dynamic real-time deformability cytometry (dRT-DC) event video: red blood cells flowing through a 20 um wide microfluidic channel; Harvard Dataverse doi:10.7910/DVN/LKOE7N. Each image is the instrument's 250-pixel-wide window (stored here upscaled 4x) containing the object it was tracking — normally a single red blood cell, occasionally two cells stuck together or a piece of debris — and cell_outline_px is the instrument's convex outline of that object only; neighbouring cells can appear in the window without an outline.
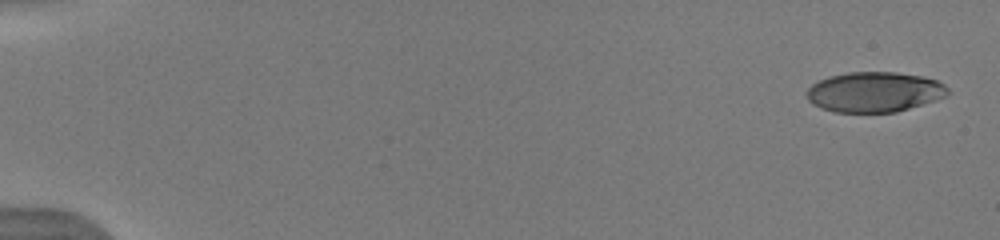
{"species": "human", "species_latin": "Homo sapiens", "temperature_condition": "warm", "stored_images_in_passage": 45, "camera_frame_rate_fps": 3000, "um_per_image_px": 0.085, "donor": {"sex": "male"}, "frame": {"image": 1, "passage_image": 1, "time_ms": 0.0, "image_size_px": [1000, 240], "cell_outline_px": [[948, 96], [936, 100], [896, 112], [832, 112], [820, 108], [812, 104], [808, 100], [808, 88], [812, 84], [828, 76], [848, 72], [896, 72], [924, 76], [936, 80], [944, 84], [948, 88]], "centroid_in_image_um": [74.33, 7.82], "position_along_channel_um": 10.7, "area_um2": 33.18}}
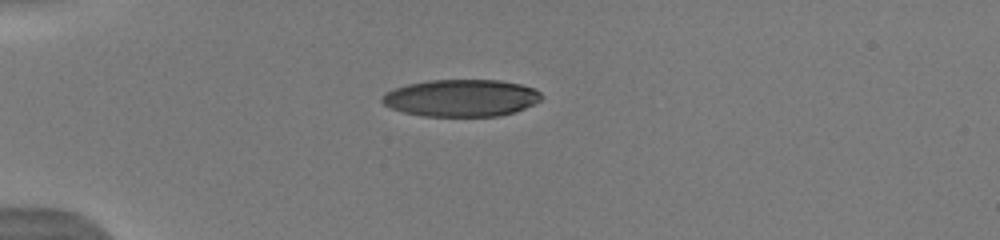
{"frame": {"image": 2, "passage_image": 13, "time_ms": 4.333, "image_size_px": [1000, 240], "cell_outline_px": [[544, 96], [540, 100], [516, 112], [500, 116], [424, 116], [404, 112], [392, 108], [384, 104], [380, 100], [380, 96], [384, 92], [392, 88], [408, 84], [428, 80], [500, 80], [520, 84], [536, 88]], "centroid_in_image_um": [39.19, 8.32], "position_along_channel_um": 45.8, "area_um2": 34.74}}
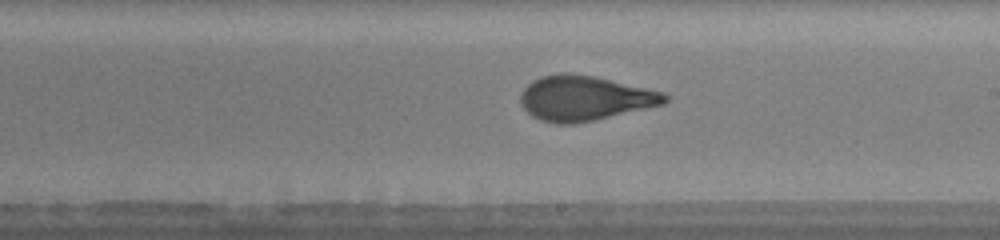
{"frame": {"image": 3, "passage_image": 28, "time_ms": 10.0, "image_size_px": [1000, 240], "cell_outline_px": [[668, 100], [664, 104], [592, 120], [572, 124], [556, 124], [540, 120], [532, 116], [520, 104], [520, 92], [532, 80], [540, 76], [564, 72], [596, 76], [664, 92], [668, 96]], "centroid_in_image_um": [49.66, 8.33], "position_along_channel_um": 239.3, "area_um2": 37.74}, "authors_computed_cell_mechanics": {"area_um2": 36.0672, "velocity_mm_per_s": 4.0109, "shape_relaxation_time_tau1_ms": 5.918, "shape_relaxation_time_tau2_ms": null, "deformation_change_tau1": 0.2514, "deformation_change_tau2": null}}